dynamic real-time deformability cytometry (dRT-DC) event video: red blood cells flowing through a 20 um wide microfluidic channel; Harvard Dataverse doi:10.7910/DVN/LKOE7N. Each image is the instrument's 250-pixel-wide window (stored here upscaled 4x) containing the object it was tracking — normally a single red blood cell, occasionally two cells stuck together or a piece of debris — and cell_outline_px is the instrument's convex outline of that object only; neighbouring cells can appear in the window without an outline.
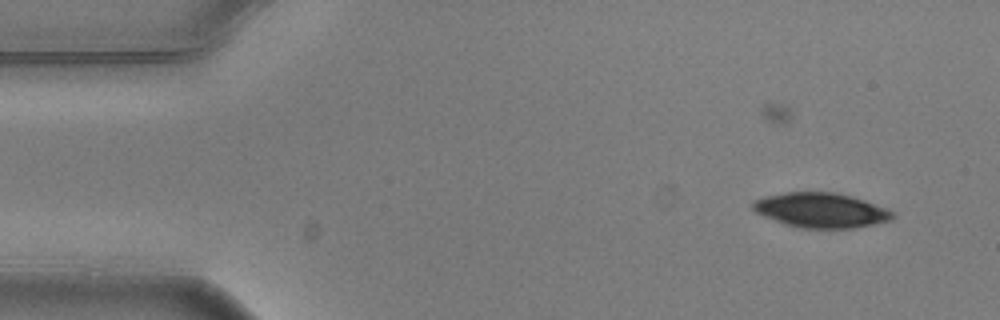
{"species": "common noctule bat (a hibernating species)", "species_latin": "Nyctalus noctula", "temperature_condition": "warm", "stored_images_in_passage": 4, "camera_frame_rate_fps": 3000, "um_per_image_px": 0.085, "animal": {"sex": "male", "body_mass_g": 20.5, "forearm_length_mm": 52.5}, "frame": {"image": 1, "passage_image": 1, "time_ms": 0.0, "image_size_px": [1000, 320], "cell_outline_px": [[896, 216], [892, 220], [852, 228], [800, 228], [784, 224], [764, 216], [756, 212], [752, 208], [752, 200], [764, 196], [784, 192], [836, 192], [852, 196], [888, 208], [896, 212]], "centroid_in_image_um": [69.8, 17.86], "position_along_channel_um": 15.2, "area_um2": 28.61}}